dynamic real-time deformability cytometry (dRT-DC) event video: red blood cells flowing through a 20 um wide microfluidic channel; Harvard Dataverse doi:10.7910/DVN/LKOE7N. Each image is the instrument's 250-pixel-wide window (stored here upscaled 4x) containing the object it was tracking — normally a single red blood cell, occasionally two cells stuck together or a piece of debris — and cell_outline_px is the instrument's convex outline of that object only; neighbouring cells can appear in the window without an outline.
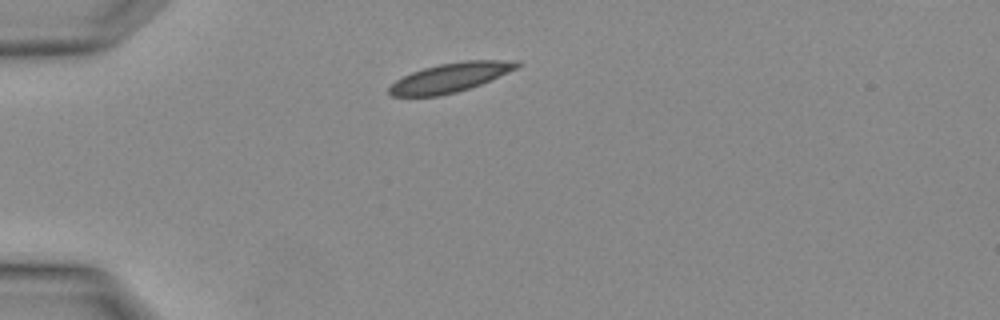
{"species": "Egyptian fruit bat (a non-hibernating species)", "species_latin": "Rousettus aegyptiacus", "temperature_condition": "warm", "stored_images_in_passage": 1, "camera_frame_rate_fps": 3000, "um_per_image_px": 0.085, "animal": {"sex": "female"}, "frame": {"image": 1, "passage_image": 1, "time_ms": 0.0, "image_size_px": [1000, 320], "cell_outline_px": [[520, 64], [516, 68], [480, 84], [456, 92], [440, 96], [392, 96], [388, 92], [388, 88], [396, 80], [412, 72], [424, 68], [440, 64], [464, 60], [516, 60]], "centroid_in_image_um": [38.24, 6.59], "position_along_channel_um": 46.8, "area_um2": 21.39}}